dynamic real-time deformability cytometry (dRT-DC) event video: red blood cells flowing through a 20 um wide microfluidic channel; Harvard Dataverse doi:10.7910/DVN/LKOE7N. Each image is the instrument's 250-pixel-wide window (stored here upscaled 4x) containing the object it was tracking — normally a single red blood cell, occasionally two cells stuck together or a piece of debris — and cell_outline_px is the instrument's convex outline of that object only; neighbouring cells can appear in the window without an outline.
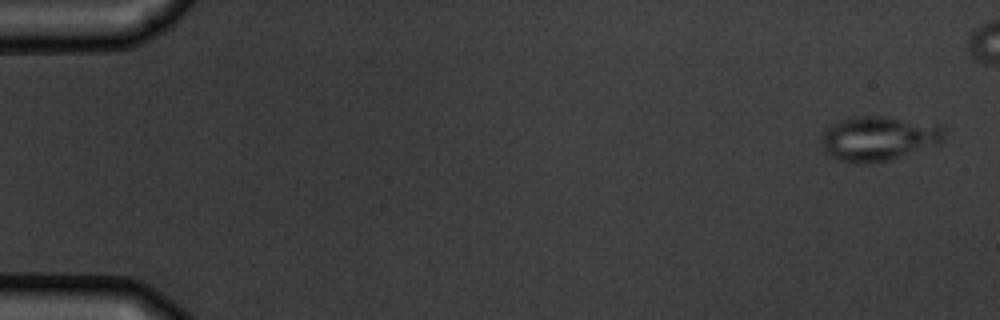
{"species": "common noctule bat (a hibernating species)", "species_latin": "Nyctalus noctula", "temperature_condition": "warm", "stored_images_in_passage": 6, "camera_frame_rate_fps": 3000, "um_per_image_px": 0.085, "animal": {"sex": "male", "body_mass_g": 19.5, "forearm_length_mm": 54.6}, "frame": {"image": 1, "passage_image": 1, "time_ms": 0.0, "image_size_px": [1000, 320], "cell_outline_px": [[944, 140], [940, 144], [888, 160], [868, 164], [856, 164], [836, 160], [828, 156], [824, 152], [820, 140], [820, 136], [832, 124], [840, 120], [852, 116], [892, 116], [940, 124], [944, 128]], "centroid_in_image_um": [74.67, 11.76], "position_along_channel_um": 10.3, "area_um2": 32.71}}